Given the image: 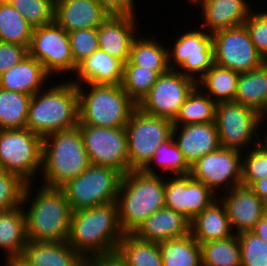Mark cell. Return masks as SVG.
<instances>
[{
    "instance_id": "d4e9b609",
    "label": "cell",
    "mask_w": 267,
    "mask_h": 266,
    "mask_svg": "<svg viewBox=\"0 0 267 266\" xmlns=\"http://www.w3.org/2000/svg\"><path fill=\"white\" fill-rule=\"evenodd\" d=\"M123 71L122 61L98 49L78 65L73 78L70 79L76 85L85 83L118 85L123 80Z\"/></svg>"
},
{
    "instance_id": "8992f818",
    "label": "cell",
    "mask_w": 267,
    "mask_h": 266,
    "mask_svg": "<svg viewBox=\"0 0 267 266\" xmlns=\"http://www.w3.org/2000/svg\"><path fill=\"white\" fill-rule=\"evenodd\" d=\"M79 122L84 125L123 128L137 104L121 84L85 83L76 85ZM88 88V90H87Z\"/></svg>"
},
{
    "instance_id": "5bb4252c",
    "label": "cell",
    "mask_w": 267,
    "mask_h": 266,
    "mask_svg": "<svg viewBox=\"0 0 267 266\" xmlns=\"http://www.w3.org/2000/svg\"><path fill=\"white\" fill-rule=\"evenodd\" d=\"M214 64L245 73L266 62L257 52L245 25L221 29L212 33Z\"/></svg>"
},
{
    "instance_id": "44dd1931",
    "label": "cell",
    "mask_w": 267,
    "mask_h": 266,
    "mask_svg": "<svg viewBox=\"0 0 267 266\" xmlns=\"http://www.w3.org/2000/svg\"><path fill=\"white\" fill-rule=\"evenodd\" d=\"M172 137L190 166L220 147L215 122L173 126Z\"/></svg>"
},
{
    "instance_id": "d590c367",
    "label": "cell",
    "mask_w": 267,
    "mask_h": 266,
    "mask_svg": "<svg viewBox=\"0 0 267 266\" xmlns=\"http://www.w3.org/2000/svg\"><path fill=\"white\" fill-rule=\"evenodd\" d=\"M33 29L11 3L0 2V41L19 44L28 49Z\"/></svg>"
},
{
    "instance_id": "603a6c76",
    "label": "cell",
    "mask_w": 267,
    "mask_h": 266,
    "mask_svg": "<svg viewBox=\"0 0 267 266\" xmlns=\"http://www.w3.org/2000/svg\"><path fill=\"white\" fill-rule=\"evenodd\" d=\"M196 6L202 9L200 28L208 33L244 25L253 9L246 0H200Z\"/></svg>"
},
{
    "instance_id": "681fc988",
    "label": "cell",
    "mask_w": 267,
    "mask_h": 266,
    "mask_svg": "<svg viewBox=\"0 0 267 266\" xmlns=\"http://www.w3.org/2000/svg\"><path fill=\"white\" fill-rule=\"evenodd\" d=\"M252 233L263 239L267 243V214H265L251 230Z\"/></svg>"
},
{
    "instance_id": "d6a6232c",
    "label": "cell",
    "mask_w": 267,
    "mask_h": 266,
    "mask_svg": "<svg viewBox=\"0 0 267 266\" xmlns=\"http://www.w3.org/2000/svg\"><path fill=\"white\" fill-rule=\"evenodd\" d=\"M216 106L217 103L196 85L172 121L173 126L215 122Z\"/></svg>"
},
{
    "instance_id": "277c9868",
    "label": "cell",
    "mask_w": 267,
    "mask_h": 266,
    "mask_svg": "<svg viewBox=\"0 0 267 266\" xmlns=\"http://www.w3.org/2000/svg\"><path fill=\"white\" fill-rule=\"evenodd\" d=\"M165 175L129 171L117 196L118 221L124 234H133L152 213L165 207Z\"/></svg>"
},
{
    "instance_id": "1f68e13d",
    "label": "cell",
    "mask_w": 267,
    "mask_h": 266,
    "mask_svg": "<svg viewBox=\"0 0 267 266\" xmlns=\"http://www.w3.org/2000/svg\"><path fill=\"white\" fill-rule=\"evenodd\" d=\"M240 73L214 64L196 85L216 103L234 101Z\"/></svg>"
},
{
    "instance_id": "f5cc1de1",
    "label": "cell",
    "mask_w": 267,
    "mask_h": 266,
    "mask_svg": "<svg viewBox=\"0 0 267 266\" xmlns=\"http://www.w3.org/2000/svg\"><path fill=\"white\" fill-rule=\"evenodd\" d=\"M13 0H0L2 3H11Z\"/></svg>"
},
{
    "instance_id": "c3c4849f",
    "label": "cell",
    "mask_w": 267,
    "mask_h": 266,
    "mask_svg": "<svg viewBox=\"0 0 267 266\" xmlns=\"http://www.w3.org/2000/svg\"><path fill=\"white\" fill-rule=\"evenodd\" d=\"M250 188L265 204H267V177L255 181Z\"/></svg>"
},
{
    "instance_id": "d6986e66",
    "label": "cell",
    "mask_w": 267,
    "mask_h": 266,
    "mask_svg": "<svg viewBox=\"0 0 267 266\" xmlns=\"http://www.w3.org/2000/svg\"><path fill=\"white\" fill-rule=\"evenodd\" d=\"M139 20L137 16H108L98 27L99 49L126 63L139 34Z\"/></svg>"
},
{
    "instance_id": "e0dca14e",
    "label": "cell",
    "mask_w": 267,
    "mask_h": 266,
    "mask_svg": "<svg viewBox=\"0 0 267 266\" xmlns=\"http://www.w3.org/2000/svg\"><path fill=\"white\" fill-rule=\"evenodd\" d=\"M165 176V207L183 214L192 221L218 196L190 174Z\"/></svg>"
},
{
    "instance_id": "7a4b0ae2",
    "label": "cell",
    "mask_w": 267,
    "mask_h": 266,
    "mask_svg": "<svg viewBox=\"0 0 267 266\" xmlns=\"http://www.w3.org/2000/svg\"><path fill=\"white\" fill-rule=\"evenodd\" d=\"M32 184H26L22 200L28 240L67 242L73 211L65 193L61 188Z\"/></svg>"
},
{
    "instance_id": "4dcf8cb0",
    "label": "cell",
    "mask_w": 267,
    "mask_h": 266,
    "mask_svg": "<svg viewBox=\"0 0 267 266\" xmlns=\"http://www.w3.org/2000/svg\"><path fill=\"white\" fill-rule=\"evenodd\" d=\"M142 34L139 33L134 39L130 58L124 65L141 66L152 71H169L168 48L152 35L143 37Z\"/></svg>"
},
{
    "instance_id": "7c38bea8",
    "label": "cell",
    "mask_w": 267,
    "mask_h": 266,
    "mask_svg": "<svg viewBox=\"0 0 267 266\" xmlns=\"http://www.w3.org/2000/svg\"><path fill=\"white\" fill-rule=\"evenodd\" d=\"M28 54L37 59L51 76H72L77 70L74 63L68 33L55 21L33 29ZM61 74V75H60Z\"/></svg>"
},
{
    "instance_id": "cb8c5ba5",
    "label": "cell",
    "mask_w": 267,
    "mask_h": 266,
    "mask_svg": "<svg viewBox=\"0 0 267 266\" xmlns=\"http://www.w3.org/2000/svg\"><path fill=\"white\" fill-rule=\"evenodd\" d=\"M138 239L160 243L190 234V220L183 214L164 207L152 213L133 233Z\"/></svg>"
},
{
    "instance_id": "f1b7e54d",
    "label": "cell",
    "mask_w": 267,
    "mask_h": 266,
    "mask_svg": "<svg viewBox=\"0 0 267 266\" xmlns=\"http://www.w3.org/2000/svg\"><path fill=\"white\" fill-rule=\"evenodd\" d=\"M235 102L267 114V61L252 71L240 73Z\"/></svg>"
},
{
    "instance_id": "60d3db41",
    "label": "cell",
    "mask_w": 267,
    "mask_h": 266,
    "mask_svg": "<svg viewBox=\"0 0 267 266\" xmlns=\"http://www.w3.org/2000/svg\"><path fill=\"white\" fill-rule=\"evenodd\" d=\"M265 177H267V149L258 143L243 152L241 185L250 187L255 181Z\"/></svg>"
},
{
    "instance_id": "f35d334b",
    "label": "cell",
    "mask_w": 267,
    "mask_h": 266,
    "mask_svg": "<svg viewBox=\"0 0 267 266\" xmlns=\"http://www.w3.org/2000/svg\"><path fill=\"white\" fill-rule=\"evenodd\" d=\"M168 71H152L136 65H124L121 85L128 96L138 105L149 93L161 74Z\"/></svg>"
},
{
    "instance_id": "7402d4cb",
    "label": "cell",
    "mask_w": 267,
    "mask_h": 266,
    "mask_svg": "<svg viewBox=\"0 0 267 266\" xmlns=\"http://www.w3.org/2000/svg\"><path fill=\"white\" fill-rule=\"evenodd\" d=\"M108 16L97 0H55L54 21L67 33L98 28Z\"/></svg>"
},
{
    "instance_id": "4316f807",
    "label": "cell",
    "mask_w": 267,
    "mask_h": 266,
    "mask_svg": "<svg viewBox=\"0 0 267 266\" xmlns=\"http://www.w3.org/2000/svg\"><path fill=\"white\" fill-rule=\"evenodd\" d=\"M28 243L23 206L0 212V250H3V266H10L22 255Z\"/></svg>"
},
{
    "instance_id": "f6af8a7d",
    "label": "cell",
    "mask_w": 267,
    "mask_h": 266,
    "mask_svg": "<svg viewBox=\"0 0 267 266\" xmlns=\"http://www.w3.org/2000/svg\"><path fill=\"white\" fill-rule=\"evenodd\" d=\"M257 52L267 61V10L250 12L244 22Z\"/></svg>"
},
{
    "instance_id": "2e32d148",
    "label": "cell",
    "mask_w": 267,
    "mask_h": 266,
    "mask_svg": "<svg viewBox=\"0 0 267 266\" xmlns=\"http://www.w3.org/2000/svg\"><path fill=\"white\" fill-rule=\"evenodd\" d=\"M195 86L196 82L190 77L177 70H169L159 76L137 107L149 115L173 121Z\"/></svg>"
},
{
    "instance_id": "3957f363",
    "label": "cell",
    "mask_w": 267,
    "mask_h": 266,
    "mask_svg": "<svg viewBox=\"0 0 267 266\" xmlns=\"http://www.w3.org/2000/svg\"><path fill=\"white\" fill-rule=\"evenodd\" d=\"M78 122V91L76 84L68 78L49 88L47 85L31 97L26 128L42 138L75 128Z\"/></svg>"
},
{
    "instance_id": "7bdbcfd3",
    "label": "cell",
    "mask_w": 267,
    "mask_h": 266,
    "mask_svg": "<svg viewBox=\"0 0 267 266\" xmlns=\"http://www.w3.org/2000/svg\"><path fill=\"white\" fill-rule=\"evenodd\" d=\"M26 184L16 174L0 172V212L22 206Z\"/></svg>"
},
{
    "instance_id": "83f0119b",
    "label": "cell",
    "mask_w": 267,
    "mask_h": 266,
    "mask_svg": "<svg viewBox=\"0 0 267 266\" xmlns=\"http://www.w3.org/2000/svg\"><path fill=\"white\" fill-rule=\"evenodd\" d=\"M190 234L199 244L234 235L225 206L219 198L190 221Z\"/></svg>"
},
{
    "instance_id": "5b68a950",
    "label": "cell",
    "mask_w": 267,
    "mask_h": 266,
    "mask_svg": "<svg viewBox=\"0 0 267 266\" xmlns=\"http://www.w3.org/2000/svg\"><path fill=\"white\" fill-rule=\"evenodd\" d=\"M89 165L78 127L55 132L43 138L41 185L61 188L83 173Z\"/></svg>"
},
{
    "instance_id": "8d00e7d4",
    "label": "cell",
    "mask_w": 267,
    "mask_h": 266,
    "mask_svg": "<svg viewBox=\"0 0 267 266\" xmlns=\"http://www.w3.org/2000/svg\"><path fill=\"white\" fill-rule=\"evenodd\" d=\"M31 97L0 88V130L26 128Z\"/></svg>"
},
{
    "instance_id": "ab89813d",
    "label": "cell",
    "mask_w": 267,
    "mask_h": 266,
    "mask_svg": "<svg viewBox=\"0 0 267 266\" xmlns=\"http://www.w3.org/2000/svg\"><path fill=\"white\" fill-rule=\"evenodd\" d=\"M11 5L34 28L54 22L55 0H13Z\"/></svg>"
},
{
    "instance_id": "ba28073f",
    "label": "cell",
    "mask_w": 267,
    "mask_h": 266,
    "mask_svg": "<svg viewBox=\"0 0 267 266\" xmlns=\"http://www.w3.org/2000/svg\"><path fill=\"white\" fill-rule=\"evenodd\" d=\"M170 119L157 117L136 107L126 124L129 171H142L156 149L172 136Z\"/></svg>"
},
{
    "instance_id": "6da1fadb",
    "label": "cell",
    "mask_w": 267,
    "mask_h": 266,
    "mask_svg": "<svg viewBox=\"0 0 267 266\" xmlns=\"http://www.w3.org/2000/svg\"><path fill=\"white\" fill-rule=\"evenodd\" d=\"M123 235L113 202L73 211L67 242L93 265L114 258Z\"/></svg>"
},
{
    "instance_id": "8fae6325",
    "label": "cell",
    "mask_w": 267,
    "mask_h": 266,
    "mask_svg": "<svg viewBox=\"0 0 267 266\" xmlns=\"http://www.w3.org/2000/svg\"><path fill=\"white\" fill-rule=\"evenodd\" d=\"M182 33L168 48L169 67L197 82L214 65L212 33L200 27Z\"/></svg>"
},
{
    "instance_id": "836d02e7",
    "label": "cell",
    "mask_w": 267,
    "mask_h": 266,
    "mask_svg": "<svg viewBox=\"0 0 267 266\" xmlns=\"http://www.w3.org/2000/svg\"><path fill=\"white\" fill-rule=\"evenodd\" d=\"M155 168L158 171L161 170L160 172L165 175L170 173L167 174L170 177L190 174L191 166L187 163L172 136L156 149L152 160L142 171L149 175H160L161 173L158 174Z\"/></svg>"
},
{
    "instance_id": "b9f144b4",
    "label": "cell",
    "mask_w": 267,
    "mask_h": 266,
    "mask_svg": "<svg viewBox=\"0 0 267 266\" xmlns=\"http://www.w3.org/2000/svg\"><path fill=\"white\" fill-rule=\"evenodd\" d=\"M241 266H267V243L251 231L237 234Z\"/></svg>"
},
{
    "instance_id": "4fadbf2b",
    "label": "cell",
    "mask_w": 267,
    "mask_h": 266,
    "mask_svg": "<svg viewBox=\"0 0 267 266\" xmlns=\"http://www.w3.org/2000/svg\"><path fill=\"white\" fill-rule=\"evenodd\" d=\"M83 138L90 164L110 167L122 175L129 172V157L125 127L108 128L77 126Z\"/></svg>"
},
{
    "instance_id": "30bf717a",
    "label": "cell",
    "mask_w": 267,
    "mask_h": 266,
    "mask_svg": "<svg viewBox=\"0 0 267 266\" xmlns=\"http://www.w3.org/2000/svg\"><path fill=\"white\" fill-rule=\"evenodd\" d=\"M260 119L257 111L235 101L217 103L215 124L220 147L245 152L260 143Z\"/></svg>"
},
{
    "instance_id": "7dc6e473",
    "label": "cell",
    "mask_w": 267,
    "mask_h": 266,
    "mask_svg": "<svg viewBox=\"0 0 267 266\" xmlns=\"http://www.w3.org/2000/svg\"><path fill=\"white\" fill-rule=\"evenodd\" d=\"M101 7L113 16H137V0H97ZM137 13V14H136Z\"/></svg>"
},
{
    "instance_id": "ee69618b",
    "label": "cell",
    "mask_w": 267,
    "mask_h": 266,
    "mask_svg": "<svg viewBox=\"0 0 267 266\" xmlns=\"http://www.w3.org/2000/svg\"><path fill=\"white\" fill-rule=\"evenodd\" d=\"M68 37L71 54L77 66L99 49L98 28L71 31Z\"/></svg>"
},
{
    "instance_id": "bcb514c9",
    "label": "cell",
    "mask_w": 267,
    "mask_h": 266,
    "mask_svg": "<svg viewBox=\"0 0 267 266\" xmlns=\"http://www.w3.org/2000/svg\"><path fill=\"white\" fill-rule=\"evenodd\" d=\"M26 55L25 46L0 41V75L19 63Z\"/></svg>"
},
{
    "instance_id": "816d5d0a",
    "label": "cell",
    "mask_w": 267,
    "mask_h": 266,
    "mask_svg": "<svg viewBox=\"0 0 267 266\" xmlns=\"http://www.w3.org/2000/svg\"><path fill=\"white\" fill-rule=\"evenodd\" d=\"M188 1H190L189 2V4H193V5H195L198 1H200V0H188Z\"/></svg>"
},
{
    "instance_id": "f546056e",
    "label": "cell",
    "mask_w": 267,
    "mask_h": 266,
    "mask_svg": "<svg viewBox=\"0 0 267 266\" xmlns=\"http://www.w3.org/2000/svg\"><path fill=\"white\" fill-rule=\"evenodd\" d=\"M114 259L121 266H163L158 243L138 239L134 234H124Z\"/></svg>"
},
{
    "instance_id": "ac0fdd59",
    "label": "cell",
    "mask_w": 267,
    "mask_h": 266,
    "mask_svg": "<svg viewBox=\"0 0 267 266\" xmlns=\"http://www.w3.org/2000/svg\"><path fill=\"white\" fill-rule=\"evenodd\" d=\"M234 234L251 231L266 214V204L247 186L239 185L218 196Z\"/></svg>"
},
{
    "instance_id": "9a60e30c",
    "label": "cell",
    "mask_w": 267,
    "mask_h": 266,
    "mask_svg": "<svg viewBox=\"0 0 267 266\" xmlns=\"http://www.w3.org/2000/svg\"><path fill=\"white\" fill-rule=\"evenodd\" d=\"M242 155V151L219 147L194 163L190 175L219 196V190L227 192L241 185Z\"/></svg>"
},
{
    "instance_id": "74e56055",
    "label": "cell",
    "mask_w": 267,
    "mask_h": 266,
    "mask_svg": "<svg viewBox=\"0 0 267 266\" xmlns=\"http://www.w3.org/2000/svg\"><path fill=\"white\" fill-rule=\"evenodd\" d=\"M202 266H241L238 235L200 244Z\"/></svg>"
},
{
    "instance_id": "f907efd6",
    "label": "cell",
    "mask_w": 267,
    "mask_h": 266,
    "mask_svg": "<svg viewBox=\"0 0 267 266\" xmlns=\"http://www.w3.org/2000/svg\"><path fill=\"white\" fill-rule=\"evenodd\" d=\"M267 114H263L261 115V119H260V143L267 149V129H264L262 126L265 125L264 127L267 128ZM265 122V123H264ZM264 123V124H263ZM264 129V131H263ZM263 131V132H262ZM263 133V134H262ZM265 135V136H264ZM264 137V138H263Z\"/></svg>"
},
{
    "instance_id": "9c48e42d",
    "label": "cell",
    "mask_w": 267,
    "mask_h": 266,
    "mask_svg": "<svg viewBox=\"0 0 267 266\" xmlns=\"http://www.w3.org/2000/svg\"><path fill=\"white\" fill-rule=\"evenodd\" d=\"M122 174L110 167L90 164L61 187L72 211L117 201Z\"/></svg>"
},
{
    "instance_id": "484cf974",
    "label": "cell",
    "mask_w": 267,
    "mask_h": 266,
    "mask_svg": "<svg viewBox=\"0 0 267 266\" xmlns=\"http://www.w3.org/2000/svg\"><path fill=\"white\" fill-rule=\"evenodd\" d=\"M50 77L42 64L26 55L19 63L0 75V88L33 96L49 85Z\"/></svg>"
},
{
    "instance_id": "ffe728a7",
    "label": "cell",
    "mask_w": 267,
    "mask_h": 266,
    "mask_svg": "<svg viewBox=\"0 0 267 266\" xmlns=\"http://www.w3.org/2000/svg\"><path fill=\"white\" fill-rule=\"evenodd\" d=\"M10 266H91L68 242L28 240L21 257Z\"/></svg>"
},
{
    "instance_id": "e575fe53",
    "label": "cell",
    "mask_w": 267,
    "mask_h": 266,
    "mask_svg": "<svg viewBox=\"0 0 267 266\" xmlns=\"http://www.w3.org/2000/svg\"><path fill=\"white\" fill-rule=\"evenodd\" d=\"M158 245L163 266H202L201 246L191 234Z\"/></svg>"
},
{
    "instance_id": "52a82bcc",
    "label": "cell",
    "mask_w": 267,
    "mask_h": 266,
    "mask_svg": "<svg viewBox=\"0 0 267 266\" xmlns=\"http://www.w3.org/2000/svg\"><path fill=\"white\" fill-rule=\"evenodd\" d=\"M43 138L27 128L0 130V168L34 183L42 168Z\"/></svg>"
}]
</instances>
